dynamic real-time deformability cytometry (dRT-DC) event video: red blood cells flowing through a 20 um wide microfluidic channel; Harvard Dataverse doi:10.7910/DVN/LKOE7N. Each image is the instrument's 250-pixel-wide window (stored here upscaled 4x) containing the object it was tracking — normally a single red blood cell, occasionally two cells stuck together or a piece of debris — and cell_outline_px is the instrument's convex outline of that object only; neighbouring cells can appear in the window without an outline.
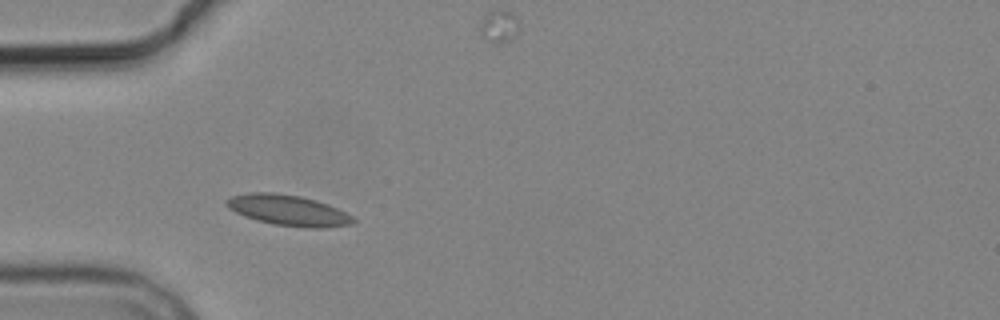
{"species": "common noctule bat (a hibernating species)", "species_latin": "Nyctalus noctula", "temperature_condition": "cold", "stored_images_in_passage": 3, "camera_frame_rate_fps": 3000, "um_per_image_px": 0.085, "animal": {"sex": "male", "body_mass_g": 19.2, "forearm_length_mm": 51.8}, "frame": {"image": 1, "passage_image": 1, "time_ms": 0.0, "image_size_px": [1000, 320], "cell_outline_px": [[356, 220], [352, 224], [324, 228], [304, 228], [276, 224], [256, 220], [244, 216], [228, 208], [224, 204], [224, 200], [232, 196], [252, 192], [272, 192], [300, 196], [316, 200], [328, 204], [352, 216]], "centroid_in_image_um": [24.48, 17.87], "position_along_channel_um": 60.5, "area_um2": 22.66}}
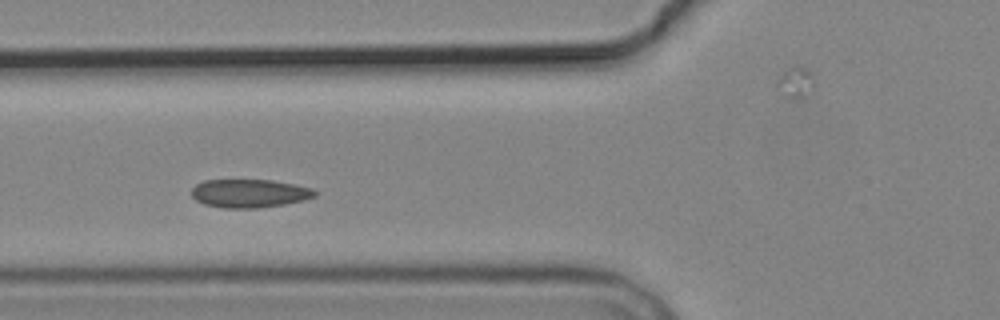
{"frame": {"image": 2, "passage_image": 2, "time_ms": 1.333, "image_size_px": [1000, 320], "cell_outline_px": [[316, 196], [304, 200], [284, 204], [256, 208], [224, 208], [204, 204], [196, 200], [192, 196], [192, 188], [196, 184], [204, 180], [272, 180], [312, 188], [316, 192]], "centroid_in_image_um": [21.19, 16.43], "position_along_channel_um": 104.6, "area_um2": 20.29}}
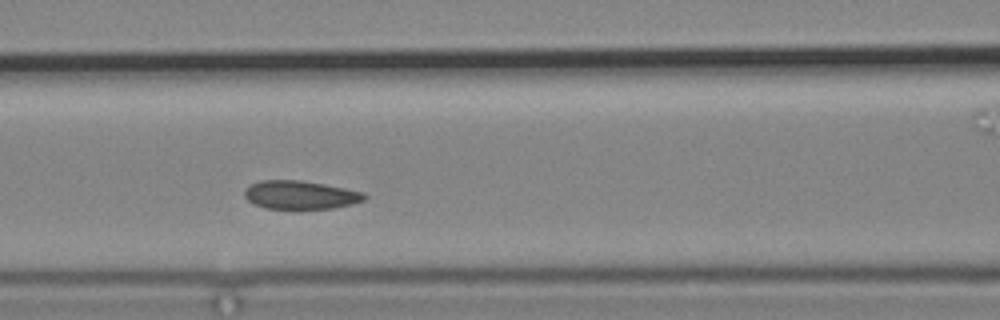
{"frame": {"image": 3, "passage_image": 3, "time_ms": 2.333, "image_size_px": [1000, 320], "cell_outline_px": [[368, 196], [364, 200], [352, 204], [332, 208], [264, 208], [248, 200], [244, 196], [244, 188], [248, 184], [260, 180], [300, 180], [324, 184], [364, 192]], "centroid_in_image_um": [25.5, 16.55], "position_along_channel_um": 141.1, "area_um2": 19.83}}